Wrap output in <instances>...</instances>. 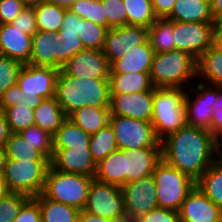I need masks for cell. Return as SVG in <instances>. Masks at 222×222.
<instances>
[{"instance_id":"1","label":"cell","mask_w":222,"mask_h":222,"mask_svg":"<svg viewBox=\"0 0 222 222\" xmlns=\"http://www.w3.org/2000/svg\"><path fill=\"white\" fill-rule=\"evenodd\" d=\"M161 145L162 159L195 181L215 163L216 137L209 130L187 125Z\"/></svg>"},{"instance_id":"2","label":"cell","mask_w":222,"mask_h":222,"mask_svg":"<svg viewBox=\"0 0 222 222\" xmlns=\"http://www.w3.org/2000/svg\"><path fill=\"white\" fill-rule=\"evenodd\" d=\"M109 79L76 78L62 69L56 80L55 98L68 117L84 107H110Z\"/></svg>"},{"instance_id":"3","label":"cell","mask_w":222,"mask_h":222,"mask_svg":"<svg viewBox=\"0 0 222 222\" xmlns=\"http://www.w3.org/2000/svg\"><path fill=\"white\" fill-rule=\"evenodd\" d=\"M185 88L154 87L151 123L161 142L168 135L188 125Z\"/></svg>"},{"instance_id":"4","label":"cell","mask_w":222,"mask_h":222,"mask_svg":"<svg viewBox=\"0 0 222 222\" xmlns=\"http://www.w3.org/2000/svg\"><path fill=\"white\" fill-rule=\"evenodd\" d=\"M149 74L153 87L187 89L196 80V58L182 50L155 53Z\"/></svg>"},{"instance_id":"5","label":"cell","mask_w":222,"mask_h":222,"mask_svg":"<svg viewBox=\"0 0 222 222\" xmlns=\"http://www.w3.org/2000/svg\"><path fill=\"white\" fill-rule=\"evenodd\" d=\"M50 160L6 159L3 181L7 192L36 197L43 192Z\"/></svg>"},{"instance_id":"6","label":"cell","mask_w":222,"mask_h":222,"mask_svg":"<svg viewBox=\"0 0 222 222\" xmlns=\"http://www.w3.org/2000/svg\"><path fill=\"white\" fill-rule=\"evenodd\" d=\"M94 178L82 174L48 169L42 194L55 202L83 210Z\"/></svg>"},{"instance_id":"7","label":"cell","mask_w":222,"mask_h":222,"mask_svg":"<svg viewBox=\"0 0 222 222\" xmlns=\"http://www.w3.org/2000/svg\"><path fill=\"white\" fill-rule=\"evenodd\" d=\"M152 177L156 185L159 208L179 211L189 192L196 186L195 180L163 159L157 164Z\"/></svg>"},{"instance_id":"8","label":"cell","mask_w":222,"mask_h":222,"mask_svg":"<svg viewBox=\"0 0 222 222\" xmlns=\"http://www.w3.org/2000/svg\"><path fill=\"white\" fill-rule=\"evenodd\" d=\"M109 124L114 130L118 149L162 147L151 122L110 115Z\"/></svg>"},{"instance_id":"9","label":"cell","mask_w":222,"mask_h":222,"mask_svg":"<svg viewBox=\"0 0 222 222\" xmlns=\"http://www.w3.org/2000/svg\"><path fill=\"white\" fill-rule=\"evenodd\" d=\"M83 210L100 217L120 220L121 222L127 218L121 188L96 179H93L90 184Z\"/></svg>"},{"instance_id":"10","label":"cell","mask_w":222,"mask_h":222,"mask_svg":"<svg viewBox=\"0 0 222 222\" xmlns=\"http://www.w3.org/2000/svg\"><path fill=\"white\" fill-rule=\"evenodd\" d=\"M194 82L196 85L193 83V86L187 88L185 97L187 122L188 125L192 127L210 131L213 117V104L221 92V87L212 86L203 82Z\"/></svg>"},{"instance_id":"11","label":"cell","mask_w":222,"mask_h":222,"mask_svg":"<svg viewBox=\"0 0 222 222\" xmlns=\"http://www.w3.org/2000/svg\"><path fill=\"white\" fill-rule=\"evenodd\" d=\"M214 23L173 21L175 50L186 51L194 58L212 47Z\"/></svg>"},{"instance_id":"12","label":"cell","mask_w":222,"mask_h":222,"mask_svg":"<svg viewBox=\"0 0 222 222\" xmlns=\"http://www.w3.org/2000/svg\"><path fill=\"white\" fill-rule=\"evenodd\" d=\"M149 40L148 28L135 25H123L108 29L103 48L109 65L125 56L132 48Z\"/></svg>"},{"instance_id":"13","label":"cell","mask_w":222,"mask_h":222,"mask_svg":"<svg viewBox=\"0 0 222 222\" xmlns=\"http://www.w3.org/2000/svg\"><path fill=\"white\" fill-rule=\"evenodd\" d=\"M126 217L143 215L158 207L156 185L152 174L121 187Z\"/></svg>"},{"instance_id":"14","label":"cell","mask_w":222,"mask_h":222,"mask_svg":"<svg viewBox=\"0 0 222 222\" xmlns=\"http://www.w3.org/2000/svg\"><path fill=\"white\" fill-rule=\"evenodd\" d=\"M58 74L59 70L52 67L24 64L19 71L17 84L25 94L48 99L55 97Z\"/></svg>"},{"instance_id":"15","label":"cell","mask_w":222,"mask_h":222,"mask_svg":"<svg viewBox=\"0 0 222 222\" xmlns=\"http://www.w3.org/2000/svg\"><path fill=\"white\" fill-rule=\"evenodd\" d=\"M76 78L109 79L110 65L103 50L84 49L61 68Z\"/></svg>"},{"instance_id":"16","label":"cell","mask_w":222,"mask_h":222,"mask_svg":"<svg viewBox=\"0 0 222 222\" xmlns=\"http://www.w3.org/2000/svg\"><path fill=\"white\" fill-rule=\"evenodd\" d=\"M110 115H119L151 122L153 89L138 93L111 94Z\"/></svg>"},{"instance_id":"17","label":"cell","mask_w":222,"mask_h":222,"mask_svg":"<svg viewBox=\"0 0 222 222\" xmlns=\"http://www.w3.org/2000/svg\"><path fill=\"white\" fill-rule=\"evenodd\" d=\"M50 166L58 171L95 176L96 163L89 147H70L68 149H53Z\"/></svg>"},{"instance_id":"18","label":"cell","mask_w":222,"mask_h":222,"mask_svg":"<svg viewBox=\"0 0 222 222\" xmlns=\"http://www.w3.org/2000/svg\"><path fill=\"white\" fill-rule=\"evenodd\" d=\"M178 212L181 222H222V210L198 186L189 192Z\"/></svg>"},{"instance_id":"19","label":"cell","mask_w":222,"mask_h":222,"mask_svg":"<svg viewBox=\"0 0 222 222\" xmlns=\"http://www.w3.org/2000/svg\"><path fill=\"white\" fill-rule=\"evenodd\" d=\"M125 173L126 184L151 175L162 160V147L126 149Z\"/></svg>"},{"instance_id":"20","label":"cell","mask_w":222,"mask_h":222,"mask_svg":"<svg viewBox=\"0 0 222 222\" xmlns=\"http://www.w3.org/2000/svg\"><path fill=\"white\" fill-rule=\"evenodd\" d=\"M28 64L61 69V41L56 33L37 31L32 36V51Z\"/></svg>"},{"instance_id":"21","label":"cell","mask_w":222,"mask_h":222,"mask_svg":"<svg viewBox=\"0 0 222 222\" xmlns=\"http://www.w3.org/2000/svg\"><path fill=\"white\" fill-rule=\"evenodd\" d=\"M32 51V36L14 28L11 24H0V55L20 63L28 64Z\"/></svg>"},{"instance_id":"22","label":"cell","mask_w":222,"mask_h":222,"mask_svg":"<svg viewBox=\"0 0 222 222\" xmlns=\"http://www.w3.org/2000/svg\"><path fill=\"white\" fill-rule=\"evenodd\" d=\"M154 50L150 41L132 48L125 56L110 64V74L150 73Z\"/></svg>"},{"instance_id":"23","label":"cell","mask_w":222,"mask_h":222,"mask_svg":"<svg viewBox=\"0 0 222 222\" xmlns=\"http://www.w3.org/2000/svg\"><path fill=\"white\" fill-rule=\"evenodd\" d=\"M166 19L177 22L215 23L210 0H177Z\"/></svg>"},{"instance_id":"24","label":"cell","mask_w":222,"mask_h":222,"mask_svg":"<svg viewBox=\"0 0 222 222\" xmlns=\"http://www.w3.org/2000/svg\"><path fill=\"white\" fill-rule=\"evenodd\" d=\"M94 179L120 188L124 186L126 184L124 151L117 149L96 164Z\"/></svg>"},{"instance_id":"25","label":"cell","mask_w":222,"mask_h":222,"mask_svg":"<svg viewBox=\"0 0 222 222\" xmlns=\"http://www.w3.org/2000/svg\"><path fill=\"white\" fill-rule=\"evenodd\" d=\"M195 81L222 88V53L209 47L196 59Z\"/></svg>"},{"instance_id":"26","label":"cell","mask_w":222,"mask_h":222,"mask_svg":"<svg viewBox=\"0 0 222 222\" xmlns=\"http://www.w3.org/2000/svg\"><path fill=\"white\" fill-rule=\"evenodd\" d=\"M74 124L82 128L87 134L93 135L99 129L109 124V107H90L84 106L68 117Z\"/></svg>"},{"instance_id":"27","label":"cell","mask_w":222,"mask_h":222,"mask_svg":"<svg viewBox=\"0 0 222 222\" xmlns=\"http://www.w3.org/2000/svg\"><path fill=\"white\" fill-rule=\"evenodd\" d=\"M67 119L55 97L43 99L34 109L35 125L53 135Z\"/></svg>"},{"instance_id":"28","label":"cell","mask_w":222,"mask_h":222,"mask_svg":"<svg viewBox=\"0 0 222 222\" xmlns=\"http://www.w3.org/2000/svg\"><path fill=\"white\" fill-rule=\"evenodd\" d=\"M110 94L138 93L152 90L149 73L109 74Z\"/></svg>"},{"instance_id":"29","label":"cell","mask_w":222,"mask_h":222,"mask_svg":"<svg viewBox=\"0 0 222 222\" xmlns=\"http://www.w3.org/2000/svg\"><path fill=\"white\" fill-rule=\"evenodd\" d=\"M90 137L91 135L67 118L52 135L53 149L89 147Z\"/></svg>"},{"instance_id":"30","label":"cell","mask_w":222,"mask_h":222,"mask_svg":"<svg viewBox=\"0 0 222 222\" xmlns=\"http://www.w3.org/2000/svg\"><path fill=\"white\" fill-rule=\"evenodd\" d=\"M34 198L41 210V222H78L80 213L78 209L52 201L42 193Z\"/></svg>"},{"instance_id":"31","label":"cell","mask_w":222,"mask_h":222,"mask_svg":"<svg viewBox=\"0 0 222 222\" xmlns=\"http://www.w3.org/2000/svg\"><path fill=\"white\" fill-rule=\"evenodd\" d=\"M33 7L38 31L57 33L61 29L66 8L44 0Z\"/></svg>"},{"instance_id":"32","label":"cell","mask_w":222,"mask_h":222,"mask_svg":"<svg viewBox=\"0 0 222 222\" xmlns=\"http://www.w3.org/2000/svg\"><path fill=\"white\" fill-rule=\"evenodd\" d=\"M173 21L157 19L148 28V38L155 53L175 50Z\"/></svg>"},{"instance_id":"33","label":"cell","mask_w":222,"mask_h":222,"mask_svg":"<svg viewBox=\"0 0 222 222\" xmlns=\"http://www.w3.org/2000/svg\"><path fill=\"white\" fill-rule=\"evenodd\" d=\"M196 186L222 210V167L212 164L196 181Z\"/></svg>"},{"instance_id":"34","label":"cell","mask_w":222,"mask_h":222,"mask_svg":"<svg viewBox=\"0 0 222 222\" xmlns=\"http://www.w3.org/2000/svg\"><path fill=\"white\" fill-rule=\"evenodd\" d=\"M117 149L115 133L110 124L105 125L90 137L89 150L96 164Z\"/></svg>"},{"instance_id":"35","label":"cell","mask_w":222,"mask_h":222,"mask_svg":"<svg viewBox=\"0 0 222 222\" xmlns=\"http://www.w3.org/2000/svg\"><path fill=\"white\" fill-rule=\"evenodd\" d=\"M7 159L18 160H49L43 156L33 145L24 140L19 133H10L4 147Z\"/></svg>"},{"instance_id":"36","label":"cell","mask_w":222,"mask_h":222,"mask_svg":"<svg viewBox=\"0 0 222 222\" xmlns=\"http://www.w3.org/2000/svg\"><path fill=\"white\" fill-rule=\"evenodd\" d=\"M123 2L127 11V25L149 28L157 20L151 0H123Z\"/></svg>"},{"instance_id":"37","label":"cell","mask_w":222,"mask_h":222,"mask_svg":"<svg viewBox=\"0 0 222 222\" xmlns=\"http://www.w3.org/2000/svg\"><path fill=\"white\" fill-rule=\"evenodd\" d=\"M10 132L19 133L35 125L34 109L26 105L11 106L3 110Z\"/></svg>"},{"instance_id":"38","label":"cell","mask_w":222,"mask_h":222,"mask_svg":"<svg viewBox=\"0 0 222 222\" xmlns=\"http://www.w3.org/2000/svg\"><path fill=\"white\" fill-rule=\"evenodd\" d=\"M108 28L82 19L79 37L85 49L103 50Z\"/></svg>"},{"instance_id":"39","label":"cell","mask_w":222,"mask_h":222,"mask_svg":"<svg viewBox=\"0 0 222 222\" xmlns=\"http://www.w3.org/2000/svg\"><path fill=\"white\" fill-rule=\"evenodd\" d=\"M19 134L43 156L47 157L49 160L52 158L53 138L48 131L41 129L37 125H33L20 131Z\"/></svg>"},{"instance_id":"40","label":"cell","mask_w":222,"mask_h":222,"mask_svg":"<svg viewBox=\"0 0 222 222\" xmlns=\"http://www.w3.org/2000/svg\"><path fill=\"white\" fill-rule=\"evenodd\" d=\"M82 19H86L107 28V19L101 0H78L69 9Z\"/></svg>"},{"instance_id":"41","label":"cell","mask_w":222,"mask_h":222,"mask_svg":"<svg viewBox=\"0 0 222 222\" xmlns=\"http://www.w3.org/2000/svg\"><path fill=\"white\" fill-rule=\"evenodd\" d=\"M42 101L43 98L40 96L25 94L17 83L1 94L2 111L8 107L16 105H26L35 109Z\"/></svg>"},{"instance_id":"42","label":"cell","mask_w":222,"mask_h":222,"mask_svg":"<svg viewBox=\"0 0 222 222\" xmlns=\"http://www.w3.org/2000/svg\"><path fill=\"white\" fill-rule=\"evenodd\" d=\"M28 198L24 194L6 192L0 198V222H13L19 209Z\"/></svg>"},{"instance_id":"43","label":"cell","mask_w":222,"mask_h":222,"mask_svg":"<svg viewBox=\"0 0 222 222\" xmlns=\"http://www.w3.org/2000/svg\"><path fill=\"white\" fill-rule=\"evenodd\" d=\"M107 28L127 25V11L123 0H101Z\"/></svg>"},{"instance_id":"44","label":"cell","mask_w":222,"mask_h":222,"mask_svg":"<svg viewBox=\"0 0 222 222\" xmlns=\"http://www.w3.org/2000/svg\"><path fill=\"white\" fill-rule=\"evenodd\" d=\"M23 64L0 55V94L17 83V77Z\"/></svg>"},{"instance_id":"45","label":"cell","mask_w":222,"mask_h":222,"mask_svg":"<svg viewBox=\"0 0 222 222\" xmlns=\"http://www.w3.org/2000/svg\"><path fill=\"white\" fill-rule=\"evenodd\" d=\"M59 40L61 41V68L66 62L76 55L78 52L84 50V45L81 38L76 33L71 32H57Z\"/></svg>"},{"instance_id":"46","label":"cell","mask_w":222,"mask_h":222,"mask_svg":"<svg viewBox=\"0 0 222 222\" xmlns=\"http://www.w3.org/2000/svg\"><path fill=\"white\" fill-rule=\"evenodd\" d=\"M11 25L21 32L33 36L38 31L34 7L26 6L11 22Z\"/></svg>"},{"instance_id":"47","label":"cell","mask_w":222,"mask_h":222,"mask_svg":"<svg viewBox=\"0 0 222 222\" xmlns=\"http://www.w3.org/2000/svg\"><path fill=\"white\" fill-rule=\"evenodd\" d=\"M13 222H41L38 201L34 197H29L19 209Z\"/></svg>"},{"instance_id":"48","label":"cell","mask_w":222,"mask_h":222,"mask_svg":"<svg viewBox=\"0 0 222 222\" xmlns=\"http://www.w3.org/2000/svg\"><path fill=\"white\" fill-rule=\"evenodd\" d=\"M25 7L20 0H0V24H11Z\"/></svg>"},{"instance_id":"49","label":"cell","mask_w":222,"mask_h":222,"mask_svg":"<svg viewBox=\"0 0 222 222\" xmlns=\"http://www.w3.org/2000/svg\"><path fill=\"white\" fill-rule=\"evenodd\" d=\"M144 222H181L178 211L166 208H155L143 214Z\"/></svg>"},{"instance_id":"50","label":"cell","mask_w":222,"mask_h":222,"mask_svg":"<svg viewBox=\"0 0 222 222\" xmlns=\"http://www.w3.org/2000/svg\"><path fill=\"white\" fill-rule=\"evenodd\" d=\"M210 132L215 136L222 135V88L218 98L213 104V117Z\"/></svg>"},{"instance_id":"51","label":"cell","mask_w":222,"mask_h":222,"mask_svg":"<svg viewBox=\"0 0 222 222\" xmlns=\"http://www.w3.org/2000/svg\"><path fill=\"white\" fill-rule=\"evenodd\" d=\"M80 23H82V18L67 9L62 27L58 32H71L78 35L80 34Z\"/></svg>"},{"instance_id":"52","label":"cell","mask_w":222,"mask_h":222,"mask_svg":"<svg viewBox=\"0 0 222 222\" xmlns=\"http://www.w3.org/2000/svg\"><path fill=\"white\" fill-rule=\"evenodd\" d=\"M177 0H151L153 12L157 19H166Z\"/></svg>"},{"instance_id":"53","label":"cell","mask_w":222,"mask_h":222,"mask_svg":"<svg viewBox=\"0 0 222 222\" xmlns=\"http://www.w3.org/2000/svg\"><path fill=\"white\" fill-rule=\"evenodd\" d=\"M212 47L222 53V20L214 23Z\"/></svg>"},{"instance_id":"54","label":"cell","mask_w":222,"mask_h":222,"mask_svg":"<svg viewBox=\"0 0 222 222\" xmlns=\"http://www.w3.org/2000/svg\"><path fill=\"white\" fill-rule=\"evenodd\" d=\"M10 129L3 111H0V148L4 149L7 139L10 136Z\"/></svg>"},{"instance_id":"55","label":"cell","mask_w":222,"mask_h":222,"mask_svg":"<svg viewBox=\"0 0 222 222\" xmlns=\"http://www.w3.org/2000/svg\"><path fill=\"white\" fill-rule=\"evenodd\" d=\"M78 222H121L120 220L104 218L92 213L81 210L79 213Z\"/></svg>"},{"instance_id":"56","label":"cell","mask_w":222,"mask_h":222,"mask_svg":"<svg viewBox=\"0 0 222 222\" xmlns=\"http://www.w3.org/2000/svg\"><path fill=\"white\" fill-rule=\"evenodd\" d=\"M214 22L222 20V0H210Z\"/></svg>"},{"instance_id":"57","label":"cell","mask_w":222,"mask_h":222,"mask_svg":"<svg viewBox=\"0 0 222 222\" xmlns=\"http://www.w3.org/2000/svg\"><path fill=\"white\" fill-rule=\"evenodd\" d=\"M215 162L222 167V135L216 137Z\"/></svg>"},{"instance_id":"58","label":"cell","mask_w":222,"mask_h":222,"mask_svg":"<svg viewBox=\"0 0 222 222\" xmlns=\"http://www.w3.org/2000/svg\"><path fill=\"white\" fill-rule=\"evenodd\" d=\"M44 1L55 4L57 6L64 7L66 9H70V7L78 0H44Z\"/></svg>"},{"instance_id":"59","label":"cell","mask_w":222,"mask_h":222,"mask_svg":"<svg viewBox=\"0 0 222 222\" xmlns=\"http://www.w3.org/2000/svg\"><path fill=\"white\" fill-rule=\"evenodd\" d=\"M7 157L5 155L4 149L0 148V178H2L4 173L5 161Z\"/></svg>"},{"instance_id":"60","label":"cell","mask_w":222,"mask_h":222,"mask_svg":"<svg viewBox=\"0 0 222 222\" xmlns=\"http://www.w3.org/2000/svg\"><path fill=\"white\" fill-rule=\"evenodd\" d=\"M126 219L129 222H144L142 215H134V216H131L130 218H126Z\"/></svg>"},{"instance_id":"61","label":"cell","mask_w":222,"mask_h":222,"mask_svg":"<svg viewBox=\"0 0 222 222\" xmlns=\"http://www.w3.org/2000/svg\"><path fill=\"white\" fill-rule=\"evenodd\" d=\"M20 1H22L26 6H35L36 4H38L43 0H20Z\"/></svg>"},{"instance_id":"62","label":"cell","mask_w":222,"mask_h":222,"mask_svg":"<svg viewBox=\"0 0 222 222\" xmlns=\"http://www.w3.org/2000/svg\"><path fill=\"white\" fill-rule=\"evenodd\" d=\"M7 192L3 178H0V198Z\"/></svg>"},{"instance_id":"63","label":"cell","mask_w":222,"mask_h":222,"mask_svg":"<svg viewBox=\"0 0 222 222\" xmlns=\"http://www.w3.org/2000/svg\"><path fill=\"white\" fill-rule=\"evenodd\" d=\"M0 111H2V105H1V94H0Z\"/></svg>"}]
</instances>
